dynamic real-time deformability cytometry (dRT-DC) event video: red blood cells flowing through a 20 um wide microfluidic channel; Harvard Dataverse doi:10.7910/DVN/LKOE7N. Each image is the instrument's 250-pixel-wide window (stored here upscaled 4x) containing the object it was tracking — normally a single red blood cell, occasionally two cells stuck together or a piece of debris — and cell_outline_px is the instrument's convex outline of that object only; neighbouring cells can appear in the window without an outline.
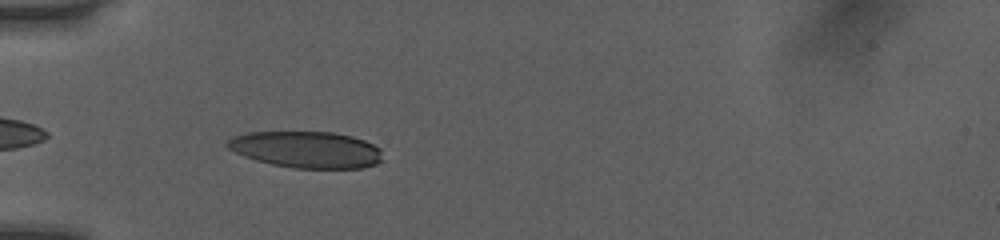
{"species": "human", "species_latin": "Homo sapiens", "temperature_condition": "room temperature", "stored_images_in_passage": 36, "camera_frame_rate_fps": 3000, "um_per_image_px": 0.085, "donor": {"sex": "female"}, "frame": {"image": 1, "passage_image": 2, "time_ms": 0.333, "image_size_px": [1000, 240], "cell_outline_px": [[384, 160], [376, 164], [360, 168], [296, 168], [272, 164], [256, 160], [244, 156], [228, 148], [224, 144], [232, 136], [248, 132], [332, 132], [352, 136], [364, 140], [380, 148]], "centroid_in_image_um": [26.05, 12.71], "position_along_channel_um": 58.9, "area_um2": 33.12}}
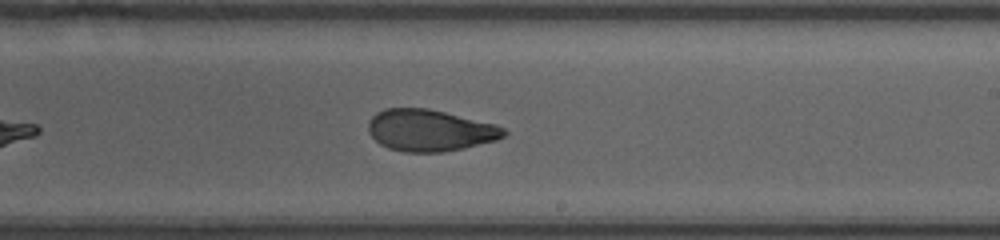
{"frame": {"image": 2, "passage_image": 17, "time_ms": 5.333, "image_size_px": [1000, 240], "cell_outline_px": [[508, 132], [504, 136], [496, 140], [464, 148], [444, 152], [404, 152], [388, 148], [380, 144], [368, 132], [368, 120], [376, 112], [384, 108], [428, 108], [496, 124], [504, 128]], "centroid_in_image_um": [36.52, 11.08], "position_along_channel_um": 252.5, "area_um2": 33.06}}
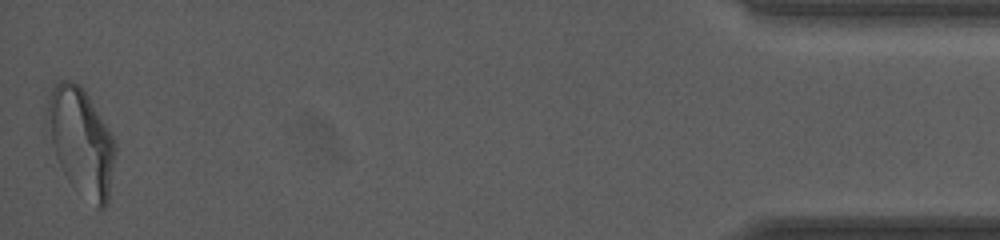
{"frame": {"image": 3, "passage_image": 36, "time_ms": 11.667, "image_size_px": [1000, 240], "cell_outline_px": [[116, 148], [108, 204], [100, 212], [68, 180], [56, 156], [52, 144], [44, 116], [48, 100], [52, 88], [60, 80], [68, 80], [80, 84], [84, 88], [112, 136], [116, 144]], "centroid_in_image_um": [6.9, 12.03], "position_along_channel_um": 428.3, "area_um2": 42.31}, "authors_computed_cell_mechanics": {"area_um2": 34.4488, "velocity_mm_per_s": 4.0553, "shape_relaxation_time_tau1_ms": 6.2932, "shape_relaxation_time_tau2_ms": 1.5659, "deformation_change_tau1": 0.1845, "deformation_change_tau2": 0.0793}}